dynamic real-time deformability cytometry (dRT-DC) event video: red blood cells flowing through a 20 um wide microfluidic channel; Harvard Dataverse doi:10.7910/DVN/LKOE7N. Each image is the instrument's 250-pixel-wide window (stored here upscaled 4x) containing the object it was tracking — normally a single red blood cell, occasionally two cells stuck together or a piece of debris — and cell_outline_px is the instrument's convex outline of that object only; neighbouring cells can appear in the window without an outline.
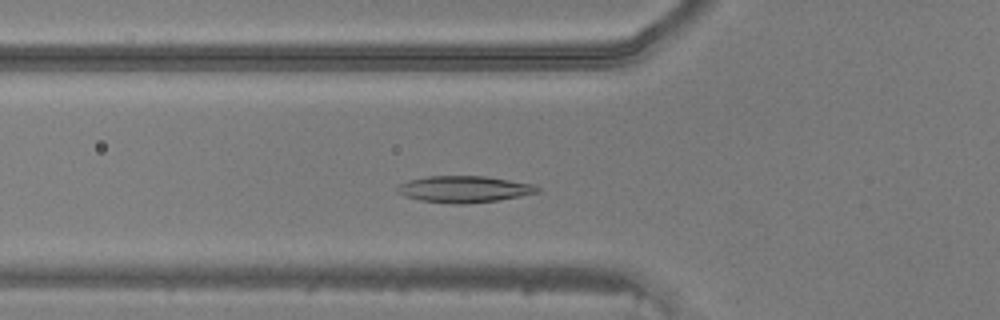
{"species": "common noctule bat (a hibernating species)", "species_latin": "Nyctalus noctula", "temperature_condition": "warm", "stored_images_in_passage": 36, "camera_frame_rate_fps": 3000, "um_per_image_px": 0.085, "animal": {"sex": "male", "body_mass_g": 20.5, "forearm_length_mm": 52.5}, "frame": {"image": 1, "passage_image": 5, "time_ms": 1.333, "image_size_px": [1000, 320], "cell_outline_px": [[540, 192], [520, 196], [496, 200], [464, 204], [452, 204], [420, 200], [404, 196], [396, 192], [396, 188], [400, 184], [408, 180], [428, 176], [484, 176], [532, 184], [540, 188]], "centroid_in_image_um": [39.41, 16.08], "position_along_channel_um": 86.4, "area_um2": 21.56}}
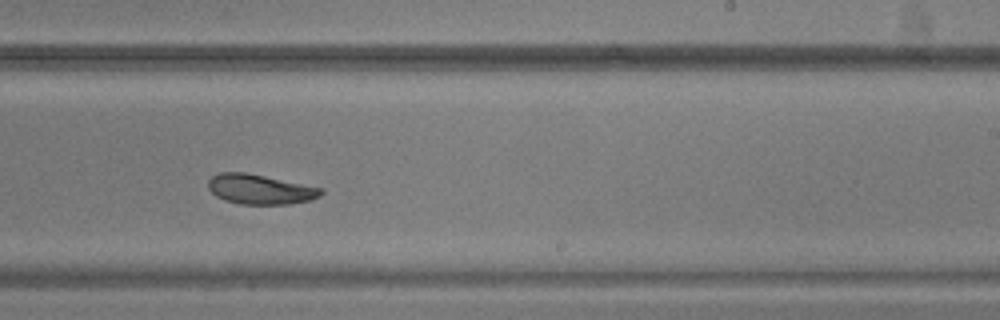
{"frame": {"image": 2, "passage_image": 18, "time_ms": 5.667, "image_size_px": [1000, 320], "cell_outline_px": [[324, 192], [320, 196], [312, 200], [288, 204], [240, 204], [224, 200], [216, 196], [208, 188], [208, 180], [212, 176], [220, 172], [244, 172], [324, 188]], "centroid_in_image_um": [22.12, 16.09], "position_along_channel_um": 266.9, "area_um2": 19.65}}
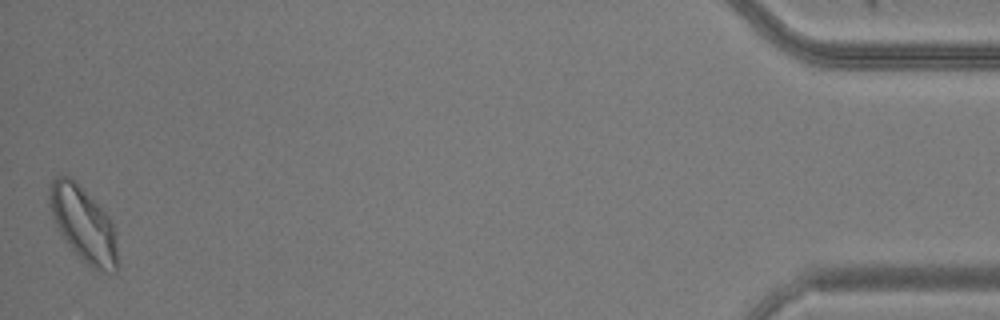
{"frame": {"image": 3, "passage_image": 36, "time_ms": 11.667, "image_size_px": [1000, 320], "cell_outline_px": [[120, 268], [116, 272], [104, 272], [92, 268], [72, 248], [60, 232], [52, 216], [48, 204], [48, 188], [52, 180], [56, 176], [72, 176], [76, 180], [108, 216], [112, 224], [120, 264]], "centroid_in_image_um": [7.09, 19.04], "position_along_channel_um": 428.1, "area_um2": 29.71}}